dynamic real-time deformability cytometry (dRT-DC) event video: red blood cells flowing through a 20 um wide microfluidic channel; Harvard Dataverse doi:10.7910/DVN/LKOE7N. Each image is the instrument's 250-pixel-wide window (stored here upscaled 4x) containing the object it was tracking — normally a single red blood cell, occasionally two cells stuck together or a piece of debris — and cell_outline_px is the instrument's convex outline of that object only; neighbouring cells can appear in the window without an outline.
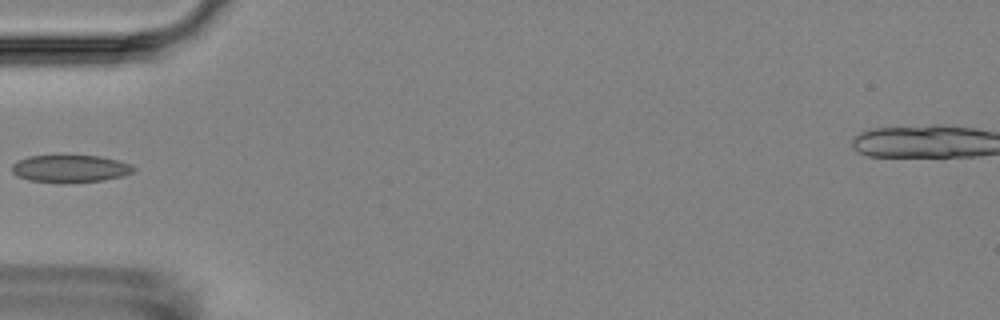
{"species": "Egyptian fruit bat (a non-hibernating species)", "species_latin": "Rousettus aegyptiacus", "temperature_condition": "room temperature", "stored_images_in_passage": 4, "camera_frame_rate_fps": 3000, "um_per_image_px": 0.085, "animal": {"sex": "female"}, "frame": {"image": 1, "passage_image": 4, "time_ms": 3.333, "image_size_px": [1000, 320], "cell_outline_px": [[136, 172], [124, 176], [104, 180], [64, 184], [60, 184], [28, 180], [16, 176], [12, 172], [12, 164], [16, 160], [28, 156], [100, 156], [116, 160], [128, 164], [136, 168]], "centroid_in_image_um": [5.94, 14.36], "position_along_channel_um": 79.1, "area_um2": 19.83}}